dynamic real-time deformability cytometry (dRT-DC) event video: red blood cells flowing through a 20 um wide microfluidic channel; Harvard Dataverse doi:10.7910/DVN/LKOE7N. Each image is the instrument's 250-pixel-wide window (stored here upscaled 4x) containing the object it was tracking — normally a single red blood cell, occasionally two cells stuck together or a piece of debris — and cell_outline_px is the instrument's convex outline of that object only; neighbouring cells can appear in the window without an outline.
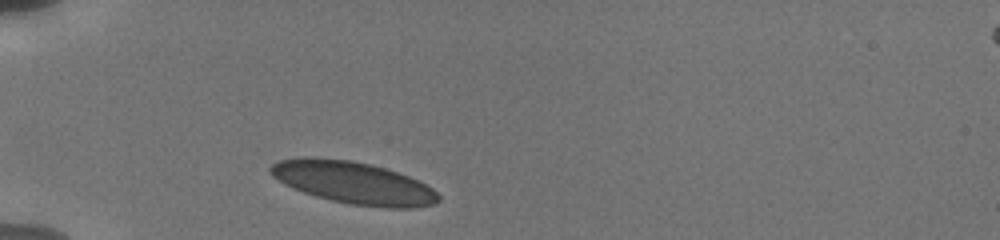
{"species": "human", "species_latin": "Homo sapiens", "temperature_condition": "cold", "stored_images_in_passage": 3, "camera_frame_rate_fps": 3000, "um_per_image_px": 0.085, "donor": {"sex": "male"}, "frame": {"image": 1, "passage_image": 1, "time_ms": 0.0, "image_size_px": [1000, 240], "cell_outline_px": [[440, 200], [436, 204], [412, 208], [388, 208], [352, 204], [332, 200], [316, 196], [292, 188], [284, 184], [272, 176], [268, 172], [268, 168], [272, 164], [280, 160], [300, 156], [312, 156], [352, 160], [384, 168], [408, 176], [432, 188], [440, 196]], "centroid_in_image_um": [29.99, 15.52], "position_along_channel_um": 55.0, "area_um2": 41.38}}
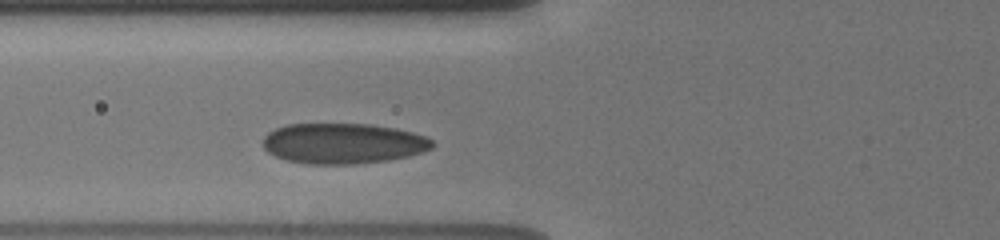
{"frame": {"image": 2, "passage_image": 3, "time_ms": 1.667, "image_size_px": [1000, 240], "cell_outline_px": [[436, 144], [432, 148], [408, 156], [388, 160], [352, 164], [308, 164], [288, 160], [276, 156], [268, 152], [264, 148], [264, 136], [268, 132], [276, 128], [288, 124], [372, 124], [396, 128], [412, 132], [424, 136], [432, 140]], "centroid_in_image_um": [29.17, 12.18], "position_along_channel_um": 96.6, "area_um2": 39.88}}